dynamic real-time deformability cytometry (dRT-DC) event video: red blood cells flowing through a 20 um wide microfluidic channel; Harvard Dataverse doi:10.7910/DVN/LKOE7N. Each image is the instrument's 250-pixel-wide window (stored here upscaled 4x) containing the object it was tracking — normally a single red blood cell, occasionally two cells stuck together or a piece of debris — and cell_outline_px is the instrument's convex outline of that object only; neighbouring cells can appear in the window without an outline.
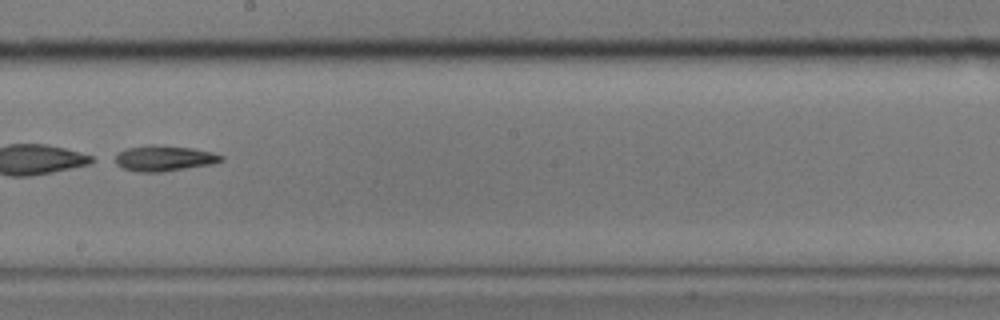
{"species": "common noctule bat (a hibernating species)", "species_latin": "Nyctalus noctula", "temperature_condition": "cold", "stored_images_in_passage": 51, "segment_of_instrument_passage": [2, 2], "camera_frame_rate_fps": 3000, "um_per_image_px": 0.085, "animal": {"sex": "male", "body_mass_g": 17.9}, "frame": {"image": 1, "passage_image": 28, "time_ms": 9.0, "image_size_px": [1000, 320], "cell_outline_px": [[224, 160], [212, 164], [160, 172], [136, 172], [120, 168], [108, 160], [116, 152], [128, 148], [152, 144], [156, 144], [192, 148], [212, 152], [224, 156]], "centroid_in_image_um": [13.82, 13.46], "position_along_channel_um": 234.4, "area_um2": 16.36}}